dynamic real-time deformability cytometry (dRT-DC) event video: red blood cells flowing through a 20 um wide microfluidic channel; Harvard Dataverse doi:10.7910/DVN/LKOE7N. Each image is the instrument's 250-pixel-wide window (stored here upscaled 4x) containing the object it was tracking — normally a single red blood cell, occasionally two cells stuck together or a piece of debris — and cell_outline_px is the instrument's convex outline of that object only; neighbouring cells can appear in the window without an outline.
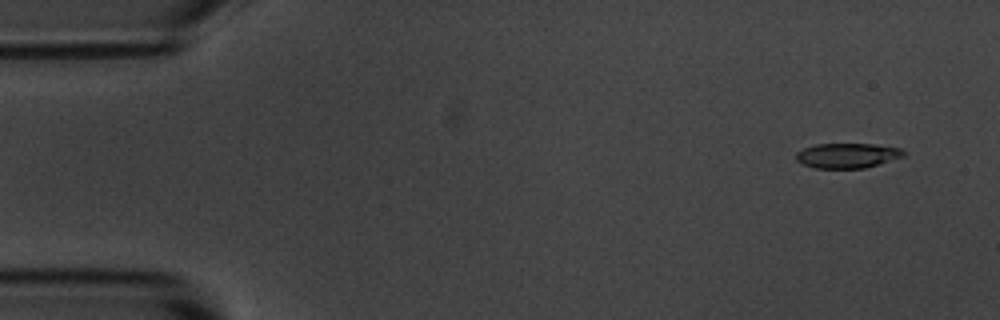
{"species": "common noctule bat (a hibernating species)", "species_latin": "Nyctalus noctula", "temperature_condition": "room temperature", "stored_images_in_passage": 6, "segment_of_instrument_passage": [2, 2], "camera_frame_rate_fps": 3000, "um_per_image_px": 0.085, "animal": {"sex": "male", "body_mass_g": 20.1, "forearm_length_mm": 53.5}, "frame": {"image": 1, "passage_image": 6, "time_ms": 6.333, "image_size_px": [1000, 320], "cell_outline_px": [[904, 156], [864, 168], [812, 168], [796, 160], [796, 152], [804, 148], [816, 144], [872, 144], [900, 148], [904, 152]], "centroid_in_image_um": [71.98, 13.22], "position_along_channel_um": 13.0, "area_um2": 15.43}}